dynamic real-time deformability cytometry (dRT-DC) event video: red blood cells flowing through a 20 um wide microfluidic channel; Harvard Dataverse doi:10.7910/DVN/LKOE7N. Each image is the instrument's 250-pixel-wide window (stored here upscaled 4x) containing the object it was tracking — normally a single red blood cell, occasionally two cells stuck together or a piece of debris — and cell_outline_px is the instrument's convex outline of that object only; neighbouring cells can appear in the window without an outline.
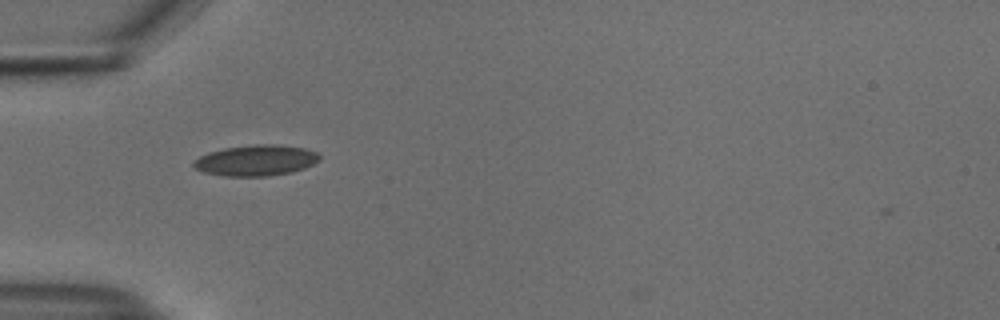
{"species": "common noctule bat (a hibernating species)", "species_latin": "Nyctalus noctula", "temperature_condition": "cold", "stored_images_in_passage": 40, "camera_frame_rate_fps": 3000, "um_per_image_px": 0.085, "animal": {"sex": "male", "body_mass_g": 18.8}, "frame": {"image": 1, "passage_image": 3, "time_ms": 0.667, "image_size_px": [1000, 320], "cell_outline_px": [[320, 160], [304, 168], [292, 172], [268, 176], [224, 176], [204, 172], [196, 168], [192, 164], [192, 160], [208, 152], [224, 148], [252, 144], [276, 144], [304, 148], [316, 152], [320, 156]], "centroid_in_image_um": [21.74, 13.63], "position_along_channel_um": 63.3, "area_um2": 22.72}}
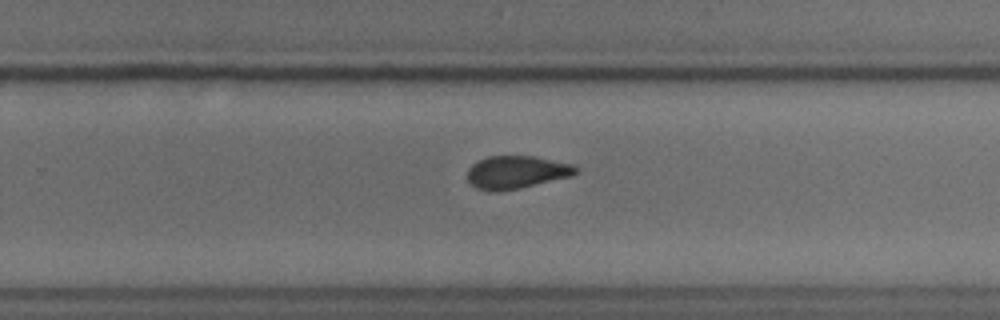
{"frame": {"image": 2, "passage_image": 21, "time_ms": 6.667, "image_size_px": [1000, 320], "cell_outline_px": [[580, 168], [572, 176], [520, 188], [500, 192], [496, 192], [476, 188], [468, 180], [468, 168], [472, 164], [488, 156], [532, 156], [572, 164]], "centroid_in_image_um": [43.9, 14.64], "position_along_channel_um": 285.9, "area_um2": 20.69}}
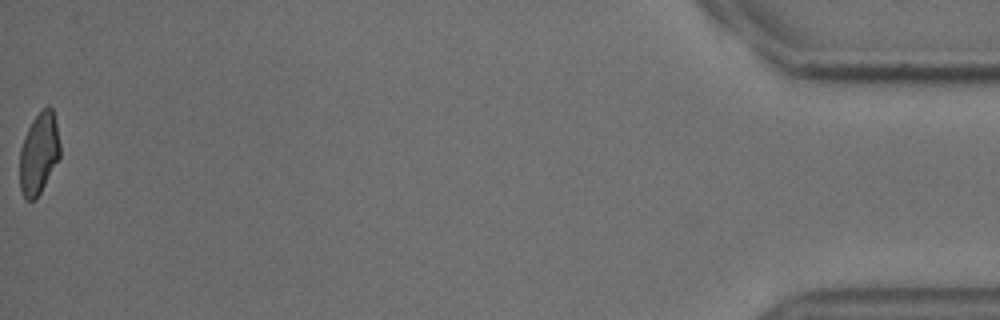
{"frame": {"image": 3, "passage_image": 40, "time_ms": 13.0, "image_size_px": [1000, 320], "cell_outline_px": [[60, 156], [36, 200], [24, 200], [20, 188], [20, 148], [24, 136], [32, 120], [48, 104], [52, 108], [56, 124], [60, 144]], "centroid_in_image_um": [3.29, 13.06], "position_along_channel_um": 431.9, "area_um2": 19.07}, "authors_computed_cell_mechanics": {"area_um2": 20.8947, "velocity_mm_per_s": 3.7469, "shape_relaxation_time_tau1_ms": null, "shape_relaxation_time_tau2_ms": 1.3932, "deformation_change_tau1": null, "deformation_change_tau2": 0.0535}}